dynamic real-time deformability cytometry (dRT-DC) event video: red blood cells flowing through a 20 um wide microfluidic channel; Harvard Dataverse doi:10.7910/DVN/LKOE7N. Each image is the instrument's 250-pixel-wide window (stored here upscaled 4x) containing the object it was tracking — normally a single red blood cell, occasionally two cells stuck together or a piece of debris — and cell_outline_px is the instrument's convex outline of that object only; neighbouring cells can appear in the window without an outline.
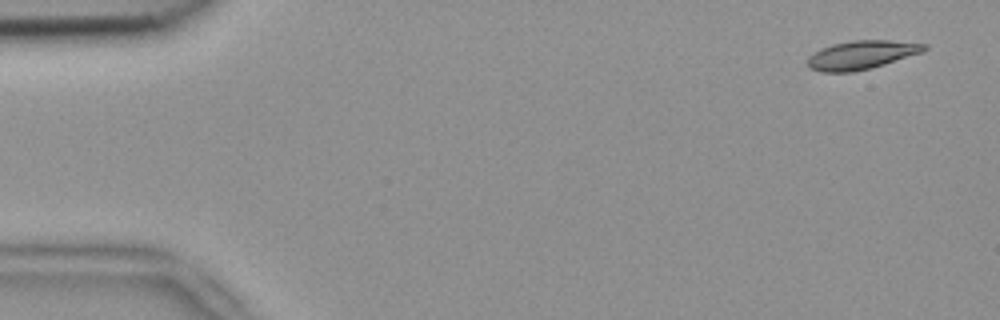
{"species": "common noctule bat (a hibernating species)", "species_latin": "Nyctalus noctula", "temperature_condition": "room temperature", "stored_images_in_passage": 5, "camera_frame_rate_fps": 3000, "um_per_image_px": 0.085, "animal": {"sex": "female", "body_mass_g": 18.4}, "frame": {"image": 1, "passage_image": 1, "time_ms": 0.0, "image_size_px": [1000, 320], "cell_outline_px": [[928, 48], [924, 52], [872, 68], [852, 72], [820, 72], [808, 68], [808, 56], [820, 48], [832, 44], [852, 40], [888, 40], [928, 44]], "centroid_in_image_um": [73.23, 4.67], "position_along_channel_um": 11.8, "area_um2": 19.71}}
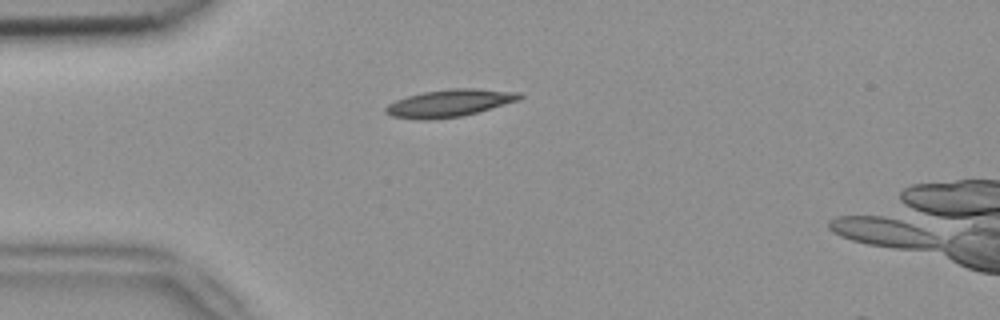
{"frame": {"image": 2, "passage_image": 4, "time_ms": 1.0, "image_size_px": [1000, 320], "cell_outline_px": [[524, 96], [520, 100], [476, 112], [460, 116], [428, 120], [420, 120], [392, 116], [384, 112], [384, 108], [388, 104], [396, 100], [408, 96], [424, 92], [448, 88], [476, 88], [520, 92]], "centroid_in_image_um": [38.21, 8.75], "position_along_channel_um": 46.8, "area_um2": 21.33}}